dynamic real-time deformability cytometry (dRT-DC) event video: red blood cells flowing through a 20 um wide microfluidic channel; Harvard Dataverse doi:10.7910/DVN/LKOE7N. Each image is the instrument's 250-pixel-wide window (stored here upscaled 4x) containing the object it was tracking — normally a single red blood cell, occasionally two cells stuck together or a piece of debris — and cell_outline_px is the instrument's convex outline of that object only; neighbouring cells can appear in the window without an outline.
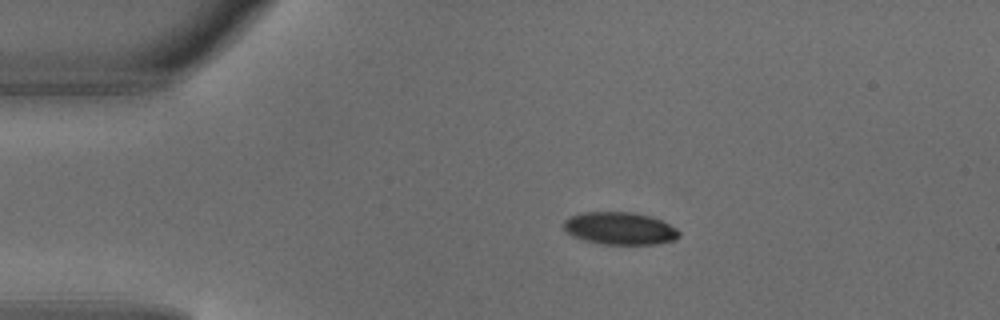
{"species": "common noctule bat (a hibernating species)", "species_latin": "Nyctalus noctula", "temperature_condition": "warm", "stored_images_in_passage": 3, "camera_frame_rate_fps": 3000, "um_per_image_px": 0.085, "animal": {"sex": "male", "body_mass_g": 18.8}, "frame": {"image": 1, "passage_image": 2, "time_ms": 0.333, "image_size_px": [1000, 320], "cell_outline_px": [[680, 236], [676, 240], [652, 244], [604, 244], [584, 240], [572, 236], [564, 228], [564, 220], [572, 216], [584, 212], [632, 212], [652, 216], [676, 228], [680, 232]], "centroid_in_image_um": [52.71, 19.41], "position_along_channel_um": 32.3, "area_um2": 21.73}}